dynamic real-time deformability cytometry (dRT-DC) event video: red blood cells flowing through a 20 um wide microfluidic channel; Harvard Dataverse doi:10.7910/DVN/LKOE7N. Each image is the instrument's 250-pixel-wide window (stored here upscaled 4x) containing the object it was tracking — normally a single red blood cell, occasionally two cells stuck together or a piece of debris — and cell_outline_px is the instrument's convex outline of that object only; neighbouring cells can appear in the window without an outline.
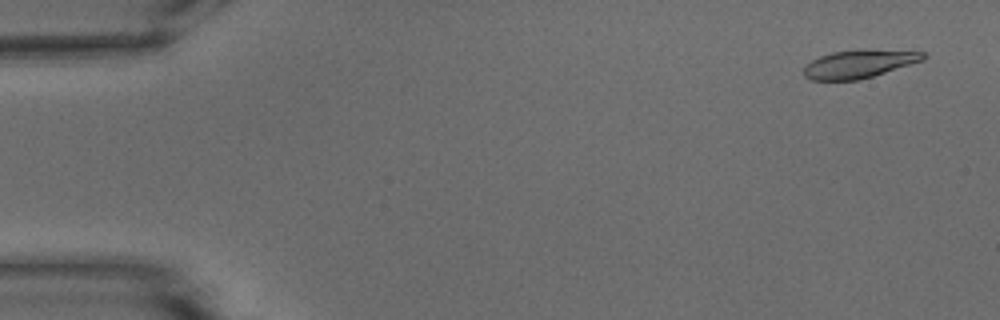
{"species": "common noctule bat (a hibernating species)", "species_latin": "Nyctalus noctula", "temperature_condition": "warm", "stored_images_in_passage": 54, "camera_frame_rate_fps": 3000, "um_per_image_px": 0.085, "animal": {"sex": "male", "body_mass_g": 15.6}, "frame": {"image": 1, "passage_image": 3, "time_ms": 0.667, "image_size_px": [1000, 320], "cell_outline_px": [[928, 56], [924, 60], [872, 76], [856, 80], [812, 80], [804, 76], [804, 64], [820, 56], [832, 52], [864, 48], [924, 52]], "centroid_in_image_um": [73.02, 5.41], "position_along_channel_um": 12.0, "area_um2": 19.77}}
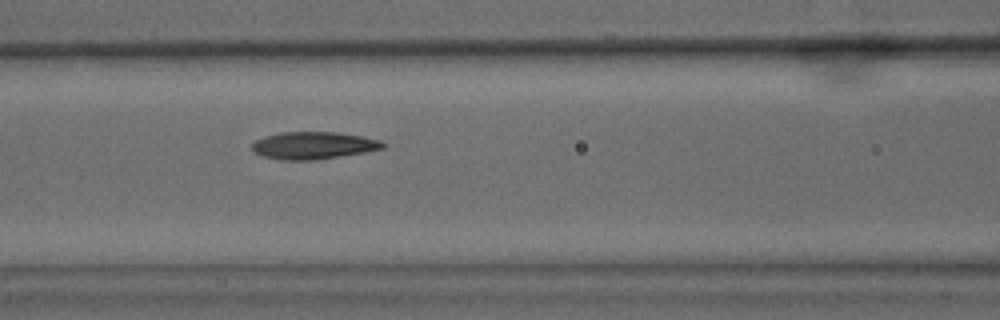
{"frame": {"image": 2, "passage_image": 23, "time_ms": 7.333, "image_size_px": [1000, 320], "cell_outline_px": [[388, 144], [384, 148], [364, 152], [340, 156], [312, 160], [280, 160], [264, 156], [252, 152], [252, 144], [256, 140], [264, 136], [280, 132], [336, 132], [364, 136], [380, 140]], "centroid_in_image_um": [26.65, 12.35], "position_along_channel_um": 140.0, "area_um2": 20.92}}
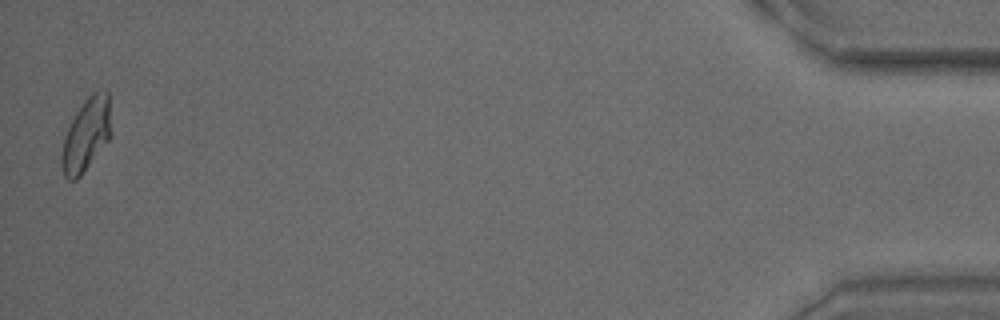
{"frame": {"image": 3, "passage_image": 53, "time_ms": 17.333, "image_size_px": [1000, 320], "cell_outline_px": [[112, 132], [108, 140], [80, 176], [76, 180], [68, 180], [64, 176], [60, 164], [60, 156], [64, 136], [76, 112], [88, 96], [92, 92], [100, 88], [104, 88], [108, 92]], "centroid_in_image_um": [7.33, 11.43], "position_along_channel_um": 427.9, "area_um2": 21.21}, "authors_computed_cell_mechanics": {"area_um2": 20.7213, "velocity_mm_per_s": 3.7825, "shape_relaxation_time_tau1_ms": 4.9816, "shape_relaxation_time_tau2_ms": 1.9859, "deformation_change_tau1": 0.1818, "deformation_change_tau2": 0.0839}}